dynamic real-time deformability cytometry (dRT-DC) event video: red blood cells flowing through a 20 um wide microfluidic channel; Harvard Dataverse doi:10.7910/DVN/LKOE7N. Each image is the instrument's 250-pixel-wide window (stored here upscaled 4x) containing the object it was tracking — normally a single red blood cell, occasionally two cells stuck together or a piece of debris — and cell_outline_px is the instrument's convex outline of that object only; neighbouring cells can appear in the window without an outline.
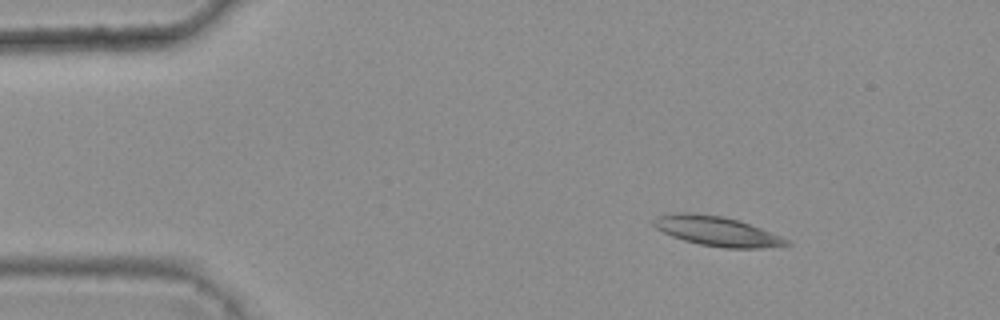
{"species": "common noctule bat (a hibernating species)", "species_latin": "Nyctalus noctula", "temperature_condition": "warm", "stored_images_in_passage": 3, "camera_frame_rate_fps": 3000, "um_per_image_px": 0.085, "animal": {"sex": "female", "body_mass_g": 25.1}, "frame": {"image": 1, "passage_image": 1, "time_ms": 0.0, "image_size_px": [1000, 320], "cell_outline_px": [[792, 244], [764, 248], [724, 248], [700, 244], [684, 240], [672, 236], [656, 228], [652, 224], [652, 220], [660, 216], [680, 212], [696, 212], [724, 216], [740, 220], [780, 236], [788, 240]], "centroid_in_image_um": [60.94, 19.64], "position_along_channel_um": 24.1, "area_um2": 22.89}}